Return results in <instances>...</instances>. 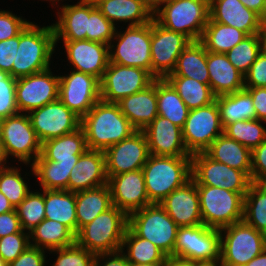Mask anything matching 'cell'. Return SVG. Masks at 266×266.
I'll return each mask as SVG.
<instances>
[{
	"label": "cell",
	"instance_id": "ffe728a7",
	"mask_svg": "<svg viewBox=\"0 0 266 266\" xmlns=\"http://www.w3.org/2000/svg\"><path fill=\"white\" fill-rule=\"evenodd\" d=\"M107 184L111 192L112 205L127 216L152 204L147 196L142 169L108 177Z\"/></svg>",
	"mask_w": 266,
	"mask_h": 266
},
{
	"label": "cell",
	"instance_id": "484cf974",
	"mask_svg": "<svg viewBox=\"0 0 266 266\" xmlns=\"http://www.w3.org/2000/svg\"><path fill=\"white\" fill-rule=\"evenodd\" d=\"M117 104L136 130H143L157 116L156 79L146 89L122 98Z\"/></svg>",
	"mask_w": 266,
	"mask_h": 266
},
{
	"label": "cell",
	"instance_id": "8d00e7d4",
	"mask_svg": "<svg viewBox=\"0 0 266 266\" xmlns=\"http://www.w3.org/2000/svg\"><path fill=\"white\" fill-rule=\"evenodd\" d=\"M158 115L183 128L190 109L166 79H156Z\"/></svg>",
	"mask_w": 266,
	"mask_h": 266
},
{
	"label": "cell",
	"instance_id": "7bdbcfd3",
	"mask_svg": "<svg viewBox=\"0 0 266 266\" xmlns=\"http://www.w3.org/2000/svg\"><path fill=\"white\" fill-rule=\"evenodd\" d=\"M264 39L265 34L246 36L240 43L226 53L229 62L245 75L259 53L263 50Z\"/></svg>",
	"mask_w": 266,
	"mask_h": 266
},
{
	"label": "cell",
	"instance_id": "753ad0ef",
	"mask_svg": "<svg viewBox=\"0 0 266 266\" xmlns=\"http://www.w3.org/2000/svg\"><path fill=\"white\" fill-rule=\"evenodd\" d=\"M263 50L266 52V34H265V39H264V44H263Z\"/></svg>",
	"mask_w": 266,
	"mask_h": 266
},
{
	"label": "cell",
	"instance_id": "7a4b0ae2",
	"mask_svg": "<svg viewBox=\"0 0 266 266\" xmlns=\"http://www.w3.org/2000/svg\"><path fill=\"white\" fill-rule=\"evenodd\" d=\"M55 45L52 24L40 28L29 22L19 33V45L12 65V77L18 79L50 68V59Z\"/></svg>",
	"mask_w": 266,
	"mask_h": 266
},
{
	"label": "cell",
	"instance_id": "e0dca14e",
	"mask_svg": "<svg viewBox=\"0 0 266 266\" xmlns=\"http://www.w3.org/2000/svg\"><path fill=\"white\" fill-rule=\"evenodd\" d=\"M28 116L41 143L72 133L81 124V118L59 99L29 112Z\"/></svg>",
	"mask_w": 266,
	"mask_h": 266
},
{
	"label": "cell",
	"instance_id": "680465c9",
	"mask_svg": "<svg viewBox=\"0 0 266 266\" xmlns=\"http://www.w3.org/2000/svg\"><path fill=\"white\" fill-rule=\"evenodd\" d=\"M22 230L17 212L13 211L0 214V238Z\"/></svg>",
	"mask_w": 266,
	"mask_h": 266
},
{
	"label": "cell",
	"instance_id": "e7e4bbea",
	"mask_svg": "<svg viewBox=\"0 0 266 266\" xmlns=\"http://www.w3.org/2000/svg\"><path fill=\"white\" fill-rule=\"evenodd\" d=\"M14 209V206L9 202L7 197L0 192V214L13 211Z\"/></svg>",
	"mask_w": 266,
	"mask_h": 266
},
{
	"label": "cell",
	"instance_id": "ee69618b",
	"mask_svg": "<svg viewBox=\"0 0 266 266\" xmlns=\"http://www.w3.org/2000/svg\"><path fill=\"white\" fill-rule=\"evenodd\" d=\"M258 119L240 120L228 124L223 129V134L234 139L251 151L266 140V127Z\"/></svg>",
	"mask_w": 266,
	"mask_h": 266
},
{
	"label": "cell",
	"instance_id": "ba28073f",
	"mask_svg": "<svg viewBox=\"0 0 266 266\" xmlns=\"http://www.w3.org/2000/svg\"><path fill=\"white\" fill-rule=\"evenodd\" d=\"M128 226L141 238L156 245L167 257H173L178 225L158 203L131 213Z\"/></svg>",
	"mask_w": 266,
	"mask_h": 266
},
{
	"label": "cell",
	"instance_id": "f35d334b",
	"mask_svg": "<svg viewBox=\"0 0 266 266\" xmlns=\"http://www.w3.org/2000/svg\"><path fill=\"white\" fill-rule=\"evenodd\" d=\"M247 35L235 27L214 22L209 18L201 42L207 52L226 54Z\"/></svg>",
	"mask_w": 266,
	"mask_h": 266
},
{
	"label": "cell",
	"instance_id": "603a6c76",
	"mask_svg": "<svg viewBox=\"0 0 266 266\" xmlns=\"http://www.w3.org/2000/svg\"><path fill=\"white\" fill-rule=\"evenodd\" d=\"M159 204L178 227L203 224L197 185L192 179L182 187L172 191Z\"/></svg>",
	"mask_w": 266,
	"mask_h": 266
},
{
	"label": "cell",
	"instance_id": "60d3db41",
	"mask_svg": "<svg viewBox=\"0 0 266 266\" xmlns=\"http://www.w3.org/2000/svg\"><path fill=\"white\" fill-rule=\"evenodd\" d=\"M243 220L266 235V183L252 182L244 196Z\"/></svg>",
	"mask_w": 266,
	"mask_h": 266
},
{
	"label": "cell",
	"instance_id": "7dc6e473",
	"mask_svg": "<svg viewBox=\"0 0 266 266\" xmlns=\"http://www.w3.org/2000/svg\"><path fill=\"white\" fill-rule=\"evenodd\" d=\"M116 29L115 25L100 12L96 5L89 1L88 32H86V39L110 45Z\"/></svg>",
	"mask_w": 266,
	"mask_h": 266
},
{
	"label": "cell",
	"instance_id": "7c38bea8",
	"mask_svg": "<svg viewBox=\"0 0 266 266\" xmlns=\"http://www.w3.org/2000/svg\"><path fill=\"white\" fill-rule=\"evenodd\" d=\"M1 139L7 157L15 156L24 164L35 162L41 154L42 143L38 139L28 114L19 113L0 120Z\"/></svg>",
	"mask_w": 266,
	"mask_h": 266
},
{
	"label": "cell",
	"instance_id": "816d5d0a",
	"mask_svg": "<svg viewBox=\"0 0 266 266\" xmlns=\"http://www.w3.org/2000/svg\"><path fill=\"white\" fill-rule=\"evenodd\" d=\"M28 23L12 12L0 10V41L17 36Z\"/></svg>",
	"mask_w": 266,
	"mask_h": 266
},
{
	"label": "cell",
	"instance_id": "f6af8a7d",
	"mask_svg": "<svg viewBox=\"0 0 266 266\" xmlns=\"http://www.w3.org/2000/svg\"><path fill=\"white\" fill-rule=\"evenodd\" d=\"M30 191L26 198L15 208L22 230L31 231L45 219L44 189Z\"/></svg>",
	"mask_w": 266,
	"mask_h": 266
},
{
	"label": "cell",
	"instance_id": "f5cc1de1",
	"mask_svg": "<svg viewBox=\"0 0 266 266\" xmlns=\"http://www.w3.org/2000/svg\"><path fill=\"white\" fill-rule=\"evenodd\" d=\"M245 88L266 87V52L262 50L244 75Z\"/></svg>",
	"mask_w": 266,
	"mask_h": 266
},
{
	"label": "cell",
	"instance_id": "6da1fadb",
	"mask_svg": "<svg viewBox=\"0 0 266 266\" xmlns=\"http://www.w3.org/2000/svg\"><path fill=\"white\" fill-rule=\"evenodd\" d=\"M80 127L84 131L88 149L99 151H105L136 131L117 103L102 100L81 118Z\"/></svg>",
	"mask_w": 266,
	"mask_h": 266
},
{
	"label": "cell",
	"instance_id": "f546056e",
	"mask_svg": "<svg viewBox=\"0 0 266 266\" xmlns=\"http://www.w3.org/2000/svg\"><path fill=\"white\" fill-rule=\"evenodd\" d=\"M204 152L211 159L243 171L251 178V150L225 134L217 137Z\"/></svg>",
	"mask_w": 266,
	"mask_h": 266
},
{
	"label": "cell",
	"instance_id": "f1b7e54d",
	"mask_svg": "<svg viewBox=\"0 0 266 266\" xmlns=\"http://www.w3.org/2000/svg\"><path fill=\"white\" fill-rule=\"evenodd\" d=\"M58 13V21L53 24L55 43L85 40L88 32L89 0H80L75 5H63Z\"/></svg>",
	"mask_w": 266,
	"mask_h": 266
},
{
	"label": "cell",
	"instance_id": "bcb514c9",
	"mask_svg": "<svg viewBox=\"0 0 266 266\" xmlns=\"http://www.w3.org/2000/svg\"><path fill=\"white\" fill-rule=\"evenodd\" d=\"M21 177L18 168L5 166L0 168V192L16 208L30 192L27 183Z\"/></svg>",
	"mask_w": 266,
	"mask_h": 266
},
{
	"label": "cell",
	"instance_id": "5bb4252c",
	"mask_svg": "<svg viewBox=\"0 0 266 266\" xmlns=\"http://www.w3.org/2000/svg\"><path fill=\"white\" fill-rule=\"evenodd\" d=\"M154 80L147 70L109 62L100 80L101 100L117 103L124 97L146 89Z\"/></svg>",
	"mask_w": 266,
	"mask_h": 266
},
{
	"label": "cell",
	"instance_id": "2e32d148",
	"mask_svg": "<svg viewBox=\"0 0 266 266\" xmlns=\"http://www.w3.org/2000/svg\"><path fill=\"white\" fill-rule=\"evenodd\" d=\"M58 99L80 118L101 100L100 80L93 75L72 70L59 76Z\"/></svg>",
	"mask_w": 266,
	"mask_h": 266
},
{
	"label": "cell",
	"instance_id": "03108f58",
	"mask_svg": "<svg viewBox=\"0 0 266 266\" xmlns=\"http://www.w3.org/2000/svg\"><path fill=\"white\" fill-rule=\"evenodd\" d=\"M245 266H266V249Z\"/></svg>",
	"mask_w": 266,
	"mask_h": 266
},
{
	"label": "cell",
	"instance_id": "db71d44e",
	"mask_svg": "<svg viewBox=\"0 0 266 266\" xmlns=\"http://www.w3.org/2000/svg\"><path fill=\"white\" fill-rule=\"evenodd\" d=\"M251 181L266 183V140L251 151Z\"/></svg>",
	"mask_w": 266,
	"mask_h": 266
},
{
	"label": "cell",
	"instance_id": "4fadbf2b",
	"mask_svg": "<svg viewBox=\"0 0 266 266\" xmlns=\"http://www.w3.org/2000/svg\"><path fill=\"white\" fill-rule=\"evenodd\" d=\"M222 134L216 100L209 105L191 109L182 128L183 142L191 155L204 152Z\"/></svg>",
	"mask_w": 266,
	"mask_h": 266
},
{
	"label": "cell",
	"instance_id": "11a10c76",
	"mask_svg": "<svg viewBox=\"0 0 266 266\" xmlns=\"http://www.w3.org/2000/svg\"><path fill=\"white\" fill-rule=\"evenodd\" d=\"M19 45V34L7 40L0 41V70L12 76V65Z\"/></svg>",
	"mask_w": 266,
	"mask_h": 266
},
{
	"label": "cell",
	"instance_id": "94428289",
	"mask_svg": "<svg viewBox=\"0 0 266 266\" xmlns=\"http://www.w3.org/2000/svg\"><path fill=\"white\" fill-rule=\"evenodd\" d=\"M204 264L176 257H167L165 266H203Z\"/></svg>",
	"mask_w": 266,
	"mask_h": 266
},
{
	"label": "cell",
	"instance_id": "6f0895ef",
	"mask_svg": "<svg viewBox=\"0 0 266 266\" xmlns=\"http://www.w3.org/2000/svg\"><path fill=\"white\" fill-rule=\"evenodd\" d=\"M251 95L256 110V119L266 123V87L245 88Z\"/></svg>",
	"mask_w": 266,
	"mask_h": 266
},
{
	"label": "cell",
	"instance_id": "d4e9b609",
	"mask_svg": "<svg viewBox=\"0 0 266 266\" xmlns=\"http://www.w3.org/2000/svg\"><path fill=\"white\" fill-rule=\"evenodd\" d=\"M108 183L104 151L87 149L71 169L68 191L94 189Z\"/></svg>",
	"mask_w": 266,
	"mask_h": 266
},
{
	"label": "cell",
	"instance_id": "9a60e30c",
	"mask_svg": "<svg viewBox=\"0 0 266 266\" xmlns=\"http://www.w3.org/2000/svg\"><path fill=\"white\" fill-rule=\"evenodd\" d=\"M191 43L182 33L171 31L151 20V67L155 79H165L175 68L181 52Z\"/></svg>",
	"mask_w": 266,
	"mask_h": 266
},
{
	"label": "cell",
	"instance_id": "ab89813d",
	"mask_svg": "<svg viewBox=\"0 0 266 266\" xmlns=\"http://www.w3.org/2000/svg\"><path fill=\"white\" fill-rule=\"evenodd\" d=\"M177 91L178 95L191 110L214 102L216 96L208 84L184 76H167L165 78Z\"/></svg>",
	"mask_w": 266,
	"mask_h": 266
},
{
	"label": "cell",
	"instance_id": "681fc988",
	"mask_svg": "<svg viewBox=\"0 0 266 266\" xmlns=\"http://www.w3.org/2000/svg\"><path fill=\"white\" fill-rule=\"evenodd\" d=\"M30 245L29 232L24 230L0 238V256L8 264Z\"/></svg>",
	"mask_w": 266,
	"mask_h": 266
},
{
	"label": "cell",
	"instance_id": "83f0119b",
	"mask_svg": "<svg viewBox=\"0 0 266 266\" xmlns=\"http://www.w3.org/2000/svg\"><path fill=\"white\" fill-rule=\"evenodd\" d=\"M88 149L83 129L51 138L41 145V156L48 161L58 162L59 165L75 166L81 154Z\"/></svg>",
	"mask_w": 266,
	"mask_h": 266
},
{
	"label": "cell",
	"instance_id": "4dcf8cb0",
	"mask_svg": "<svg viewBox=\"0 0 266 266\" xmlns=\"http://www.w3.org/2000/svg\"><path fill=\"white\" fill-rule=\"evenodd\" d=\"M114 25L115 21L129 22L128 26L147 24L153 19L152 13L140 0L90 1Z\"/></svg>",
	"mask_w": 266,
	"mask_h": 266
},
{
	"label": "cell",
	"instance_id": "4316f807",
	"mask_svg": "<svg viewBox=\"0 0 266 266\" xmlns=\"http://www.w3.org/2000/svg\"><path fill=\"white\" fill-rule=\"evenodd\" d=\"M209 86L217 97L245 89L244 75L228 60L226 54L207 52Z\"/></svg>",
	"mask_w": 266,
	"mask_h": 266
},
{
	"label": "cell",
	"instance_id": "ac0fdd59",
	"mask_svg": "<svg viewBox=\"0 0 266 266\" xmlns=\"http://www.w3.org/2000/svg\"><path fill=\"white\" fill-rule=\"evenodd\" d=\"M107 177L142 169L150 155L143 130H136L129 137L104 151Z\"/></svg>",
	"mask_w": 266,
	"mask_h": 266
},
{
	"label": "cell",
	"instance_id": "74e56055",
	"mask_svg": "<svg viewBox=\"0 0 266 266\" xmlns=\"http://www.w3.org/2000/svg\"><path fill=\"white\" fill-rule=\"evenodd\" d=\"M129 264H165L167 256L149 240L139 237L129 226L122 241L121 250Z\"/></svg>",
	"mask_w": 266,
	"mask_h": 266
},
{
	"label": "cell",
	"instance_id": "d590c367",
	"mask_svg": "<svg viewBox=\"0 0 266 266\" xmlns=\"http://www.w3.org/2000/svg\"><path fill=\"white\" fill-rule=\"evenodd\" d=\"M223 129L240 120L256 119V110L251 95L245 90L216 97Z\"/></svg>",
	"mask_w": 266,
	"mask_h": 266
},
{
	"label": "cell",
	"instance_id": "9c48e42d",
	"mask_svg": "<svg viewBox=\"0 0 266 266\" xmlns=\"http://www.w3.org/2000/svg\"><path fill=\"white\" fill-rule=\"evenodd\" d=\"M116 45H109V62L123 66L138 67L152 75L151 67V22L127 26L126 30L115 32ZM112 44V45H111ZM116 47V48H114ZM114 50V51H113Z\"/></svg>",
	"mask_w": 266,
	"mask_h": 266
},
{
	"label": "cell",
	"instance_id": "9f6ffc18",
	"mask_svg": "<svg viewBox=\"0 0 266 266\" xmlns=\"http://www.w3.org/2000/svg\"><path fill=\"white\" fill-rule=\"evenodd\" d=\"M45 251L29 245L27 249L21 253L14 261H11L7 266H44Z\"/></svg>",
	"mask_w": 266,
	"mask_h": 266
},
{
	"label": "cell",
	"instance_id": "30bf717a",
	"mask_svg": "<svg viewBox=\"0 0 266 266\" xmlns=\"http://www.w3.org/2000/svg\"><path fill=\"white\" fill-rule=\"evenodd\" d=\"M173 257L202 264H218L220 262V230L204 224L179 227Z\"/></svg>",
	"mask_w": 266,
	"mask_h": 266
},
{
	"label": "cell",
	"instance_id": "91938a15",
	"mask_svg": "<svg viewBox=\"0 0 266 266\" xmlns=\"http://www.w3.org/2000/svg\"><path fill=\"white\" fill-rule=\"evenodd\" d=\"M100 261H102L103 263H101ZM93 266H129V262L124 255V250H120L113 253L96 255Z\"/></svg>",
	"mask_w": 266,
	"mask_h": 266
},
{
	"label": "cell",
	"instance_id": "e575fe53",
	"mask_svg": "<svg viewBox=\"0 0 266 266\" xmlns=\"http://www.w3.org/2000/svg\"><path fill=\"white\" fill-rule=\"evenodd\" d=\"M111 206L112 199L108 184L76 192L77 233Z\"/></svg>",
	"mask_w": 266,
	"mask_h": 266
},
{
	"label": "cell",
	"instance_id": "cb8c5ba5",
	"mask_svg": "<svg viewBox=\"0 0 266 266\" xmlns=\"http://www.w3.org/2000/svg\"><path fill=\"white\" fill-rule=\"evenodd\" d=\"M209 18L214 22L235 27L247 36L265 34L260 15L245 7L240 0H211Z\"/></svg>",
	"mask_w": 266,
	"mask_h": 266
},
{
	"label": "cell",
	"instance_id": "8fae6325",
	"mask_svg": "<svg viewBox=\"0 0 266 266\" xmlns=\"http://www.w3.org/2000/svg\"><path fill=\"white\" fill-rule=\"evenodd\" d=\"M191 176L196 185L247 193L252 181L243 171L211 159L205 152L191 155Z\"/></svg>",
	"mask_w": 266,
	"mask_h": 266
},
{
	"label": "cell",
	"instance_id": "1f68e13d",
	"mask_svg": "<svg viewBox=\"0 0 266 266\" xmlns=\"http://www.w3.org/2000/svg\"><path fill=\"white\" fill-rule=\"evenodd\" d=\"M45 218L60 222L77 234L76 193L44 190Z\"/></svg>",
	"mask_w": 266,
	"mask_h": 266
},
{
	"label": "cell",
	"instance_id": "2644e50d",
	"mask_svg": "<svg viewBox=\"0 0 266 266\" xmlns=\"http://www.w3.org/2000/svg\"><path fill=\"white\" fill-rule=\"evenodd\" d=\"M129 266H165V264H146V263H141V264H129Z\"/></svg>",
	"mask_w": 266,
	"mask_h": 266
},
{
	"label": "cell",
	"instance_id": "5b68a950",
	"mask_svg": "<svg viewBox=\"0 0 266 266\" xmlns=\"http://www.w3.org/2000/svg\"><path fill=\"white\" fill-rule=\"evenodd\" d=\"M265 249L266 235L244 220L220 229V266H245Z\"/></svg>",
	"mask_w": 266,
	"mask_h": 266
},
{
	"label": "cell",
	"instance_id": "003e7915",
	"mask_svg": "<svg viewBox=\"0 0 266 266\" xmlns=\"http://www.w3.org/2000/svg\"><path fill=\"white\" fill-rule=\"evenodd\" d=\"M7 154L5 152V149H4V144H3V141L1 139V133H0V168L1 167H5L6 163H7Z\"/></svg>",
	"mask_w": 266,
	"mask_h": 266
},
{
	"label": "cell",
	"instance_id": "f907efd6",
	"mask_svg": "<svg viewBox=\"0 0 266 266\" xmlns=\"http://www.w3.org/2000/svg\"><path fill=\"white\" fill-rule=\"evenodd\" d=\"M17 79L0 80V120L19 114L16 104Z\"/></svg>",
	"mask_w": 266,
	"mask_h": 266
},
{
	"label": "cell",
	"instance_id": "d6a6232c",
	"mask_svg": "<svg viewBox=\"0 0 266 266\" xmlns=\"http://www.w3.org/2000/svg\"><path fill=\"white\" fill-rule=\"evenodd\" d=\"M29 241L31 246L51 251L74 245L75 234L64 224L45 218L29 231Z\"/></svg>",
	"mask_w": 266,
	"mask_h": 266
},
{
	"label": "cell",
	"instance_id": "89a4df30",
	"mask_svg": "<svg viewBox=\"0 0 266 266\" xmlns=\"http://www.w3.org/2000/svg\"><path fill=\"white\" fill-rule=\"evenodd\" d=\"M3 79H15V78L12 77L8 72L0 70V80H3Z\"/></svg>",
	"mask_w": 266,
	"mask_h": 266
},
{
	"label": "cell",
	"instance_id": "c3c4849f",
	"mask_svg": "<svg viewBox=\"0 0 266 266\" xmlns=\"http://www.w3.org/2000/svg\"><path fill=\"white\" fill-rule=\"evenodd\" d=\"M50 252L58 254L53 266H93L96 256L76 243L69 247L51 250Z\"/></svg>",
	"mask_w": 266,
	"mask_h": 266
},
{
	"label": "cell",
	"instance_id": "8992f818",
	"mask_svg": "<svg viewBox=\"0 0 266 266\" xmlns=\"http://www.w3.org/2000/svg\"><path fill=\"white\" fill-rule=\"evenodd\" d=\"M153 18L166 29L182 33L191 41H198L209 21V1L170 0Z\"/></svg>",
	"mask_w": 266,
	"mask_h": 266
},
{
	"label": "cell",
	"instance_id": "8c879c8a",
	"mask_svg": "<svg viewBox=\"0 0 266 266\" xmlns=\"http://www.w3.org/2000/svg\"><path fill=\"white\" fill-rule=\"evenodd\" d=\"M0 266H7V263L3 260L1 256H0Z\"/></svg>",
	"mask_w": 266,
	"mask_h": 266
},
{
	"label": "cell",
	"instance_id": "52a82bcc",
	"mask_svg": "<svg viewBox=\"0 0 266 266\" xmlns=\"http://www.w3.org/2000/svg\"><path fill=\"white\" fill-rule=\"evenodd\" d=\"M202 222L221 229L243 220L244 196L220 187L197 185Z\"/></svg>",
	"mask_w": 266,
	"mask_h": 266
},
{
	"label": "cell",
	"instance_id": "3957f363",
	"mask_svg": "<svg viewBox=\"0 0 266 266\" xmlns=\"http://www.w3.org/2000/svg\"><path fill=\"white\" fill-rule=\"evenodd\" d=\"M142 171L149 201L159 204L172 191L192 179L191 156L169 157L150 154Z\"/></svg>",
	"mask_w": 266,
	"mask_h": 266
},
{
	"label": "cell",
	"instance_id": "7402d4cb",
	"mask_svg": "<svg viewBox=\"0 0 266 266\" xmlns=\"http://www.w3.org/2000/svg\"><path fill=\"white\" fill-rule=\"evenodd\" d=\"M148 141L149 153L154 156H191L182 137V128L158 115L143 129Z\"/></svg>",
	"mask_w": 266,
	"mask_h": 266
},
{
	"label": "cell",
	"instance_id": "be15d7a7",
	"mask_svg": "<svg viewBox=\"0 0 266 266\" xmlns=\"http://www.w3.org/2000/svg\"><path fill=\"white\" fill-rule=\"evenodd\" d=\"M146 8L154 15L162 5L167 4L170 0H140Z\"/></svg>",
	"mask_w": 266,
	"mask_h": 266
},
{
	"label": "cell",
	"instance_id": "34e18365",
	"mask_svg": "<svg viewBox=\"0 0 266 266\" xmlns=\"http://www.w3.org/2000/svg\"><path fill=\"white\" fill-rule=\"evenodd\" d=\"M203 266H219V263L218 264H204Z\"/></svg>",
	"mask_w": 266,
	"mask_h": 266
},
{
	"label": "cell",
	"instance_id": "d6986e66",
	"mask_svg": "<svg viewBox=\"0 0 266 266\" xmlns=\"http://www.w3.org/2000/svg\"><path fill=\"white\" fill-rule=\"evenodd\" d=\"M59 76H53L51 69L21 77L16 82V104L19 112L38 109L58 99Z\"/></svg>",
	"mask_w": 266,
	"mask_h": 266
},
{
	"label": "cell",
	"instance_id": "836d02e7",
	"mask_svg": "<svg viewBox=\"0 0 266 266\" xmlns=\"http://www.w3.org/2000/svg\"><path fill=\"white\" fill-rule=\"evenodd\" d=\"M168 76H184L209 85L207 51L204 44L198 41L191 43L181 52L175 68Z\"/></svg>",
	"mask_w": 266,
	"mask_h": 266
},
{
	"label": "cell",
	"instance_id": "b9f144b4",
	"mask_svg": "<svg viewBox=\"0 0 266 266\" xmlns=\"http://www.w3.org/2000/svg\"><path fill=\"white\" fill-rule=\"evenodd\" d=\"M32 173L38 177L44 190H68L71 169L74 166L59 165L58 162L45 160L41 155L30 165Z\"/></svg>",
	"mask_w": 266,
	"mask_h": 266
},
{
	"label": "cell",
	"instance_id": "44dd1931",
	"mask_svg": "<svg viewBox=\"0 0 266 266\" xmlns=\"http://www.w3.org/2000/svg\"><path fill=\"white\" fill-rule=\"evenodd\" d=\"M67 60L75 71L95 76L99 80L109 64V45L90 40L63 41Z\"/></svg>",
	"mask_w": 266,
	"mask_h": 266
},
{
	"label": "cell",
	"instance_id": "a7ac6f4b",
	"mask_svg": "<svg viewBox=\"0 0 266 266\" xmlns=\"http://www.w3.org/2000/svg\"><path fill=\"white\" fill-rule=\"evenodd\" d=\"M260 20H261V25H262L263 31L266 34V1H265L264 11L260 16Z\"/></svg>",
	"mask_w": 266,
	"mask_h": 266
},
{
	"label": "cell",
	"instance_id": "11e5206c",
	"mask_svg": "<svg viewBox=\"0 0 266 266\" xmlns=\"http://www.w3.org/2000/svg\"><path fill=\"white\" fill-rule=\"evenodd\" d=\"M46 1H47V0H46ZM56 1L59 2L60 0H50V2H53V3L56 2ZM61 1H62V0H61Z\"/></svg>",
	"mask_w": 266,
	"mask_h": 266
},
{
	"label": "cell",
	"instance_id": "277c9868",
	"mask_svg": "<svg viewBox=\"0 0 266 266\" xmlns=\"http://www.w3.org/2000/svg\"><path fill=\"white\" fill-rule=\"evenodd\" d=\"M127 227L128 216L112 205L78 231L75 243L95 255L117 252Z\"/></svg>",
	"mask_w": 266,
	"mask_h": 266
},
{
	"label": "cell",
	"instance_id": "6125c7cd",
	"mask_svg": "<svg viewBox=\"0 0 266 266\" xmlns=\"http://www.w3.org/2000/svg\"><path fill=\"white\" fill-rule=\"evenodd\" d=\"M245 7L255 11L257 14L261 16L265 8L266 0H240Z\"/></svg>",
	"mask_w": 266,
	"mask_h": 266
},
{
	"label": "cell",
	"instance_id": "2a66077c",
	"mask_svg": "<svg viewBox=\"0 0 266 266\" xmlns=\"http://www.w3.org/2000/svg\"><path fill=\"white\" fill-rule=\"evenodd\" d=\"M89 1H107V0H89Z\"/></svg>",
	"mask_w": 266,
	"mask_h": 266
}]
</instances>
